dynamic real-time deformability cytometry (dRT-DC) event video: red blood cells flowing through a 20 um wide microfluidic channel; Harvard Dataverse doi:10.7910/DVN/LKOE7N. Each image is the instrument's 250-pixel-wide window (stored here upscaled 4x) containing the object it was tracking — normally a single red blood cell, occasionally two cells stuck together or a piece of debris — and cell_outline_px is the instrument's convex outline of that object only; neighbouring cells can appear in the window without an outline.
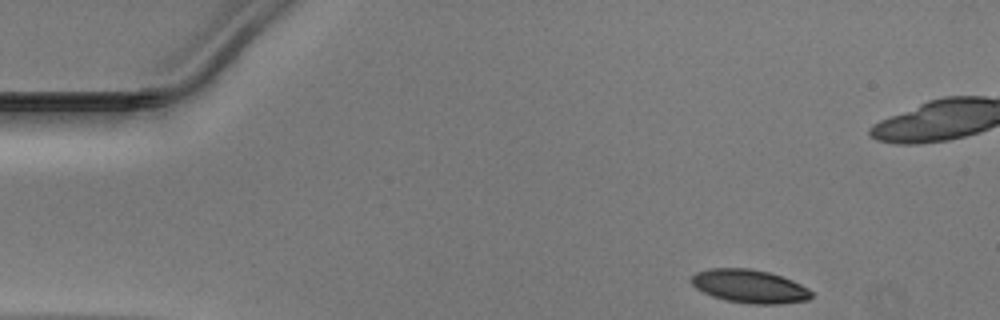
{"species": "Egyptian fruit bat (a non-hibernating species)", "species_latin": "Rousettus aegyptiacus", "temperature_condition": "warm", "stored_images_in_passage": 35, "camera_frame_rate_fps": 3000, "um_per_image_px": 0.085, "animal": {"sex": "male"}, "frame": {"image": 1, "passage_image": 1, "time_ms": 0.0, "image_size_px": [1000, 320], "cell_outline_px": [[812, 296], [808, 300], [776, 304], [748, 304], [724, 300], [712, 296], [696, 288], [692, 284], [692, 276], [696, 272], [708, 268], [752, 268], [768, 272], [792, 280], [808, 288], [812, 292]], "centroid_in_image_um": [63.7, 24.33], "position_along_channel_um": 21.3, "area_um2": 23.35}}
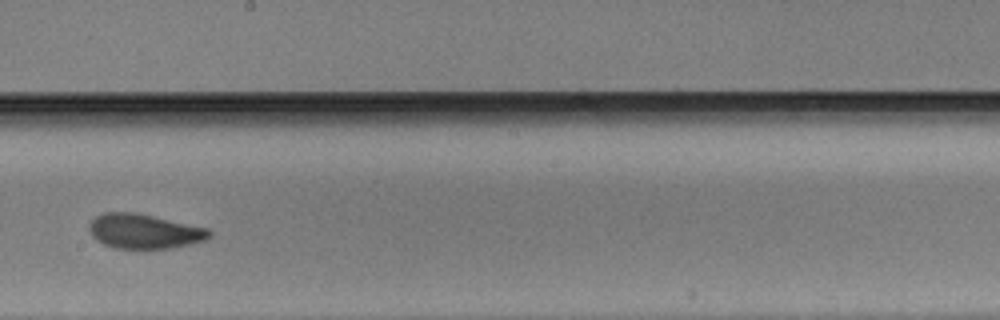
{"frame": {"image": 2, "passage_image": 23, "time_ms": 7.333, "image_size_px": [1000, 320], "cell_outline_px": [[212, 236], [204, 240], [192, 244], [172, 248], [112, 248], [96, 240], [92, 236], [92, 220], [96, 216], [104, 212], [136, 212], [208, 228], [212, 232]], "centroid_in_image_um": [12.31, 19.66], "position_along_channel_um": 235.9, "area_um2": 24.1}}
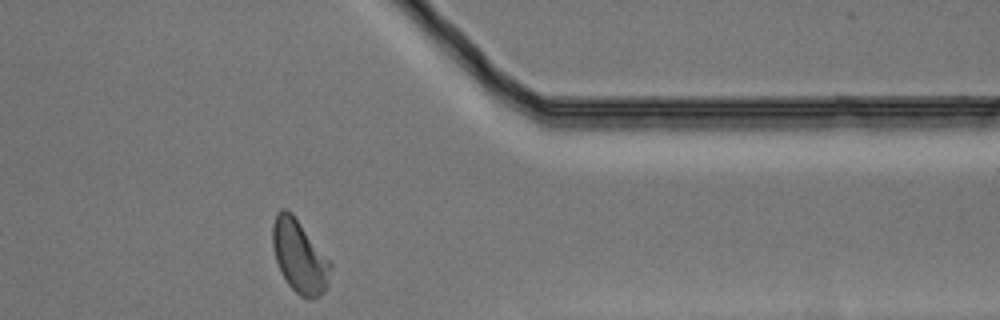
{"frame": {"image": 3, "passage_image": 35, "time_ms": 11.333, "image_size_px": [1000, 320], "cell_outline_px": [[332, 268], [328, 284], [324, 292], [320, 296], [300, 296], [288, 284], [276, 260], [272, 248], [272, 224], [276, 212], [280, 208], [284, 208], [292, 212], [332, 264]], "centroid_in_image_um": [25.44, 21.75], "position_along_channel_um": 386.0, "area_um2": 24.33}}